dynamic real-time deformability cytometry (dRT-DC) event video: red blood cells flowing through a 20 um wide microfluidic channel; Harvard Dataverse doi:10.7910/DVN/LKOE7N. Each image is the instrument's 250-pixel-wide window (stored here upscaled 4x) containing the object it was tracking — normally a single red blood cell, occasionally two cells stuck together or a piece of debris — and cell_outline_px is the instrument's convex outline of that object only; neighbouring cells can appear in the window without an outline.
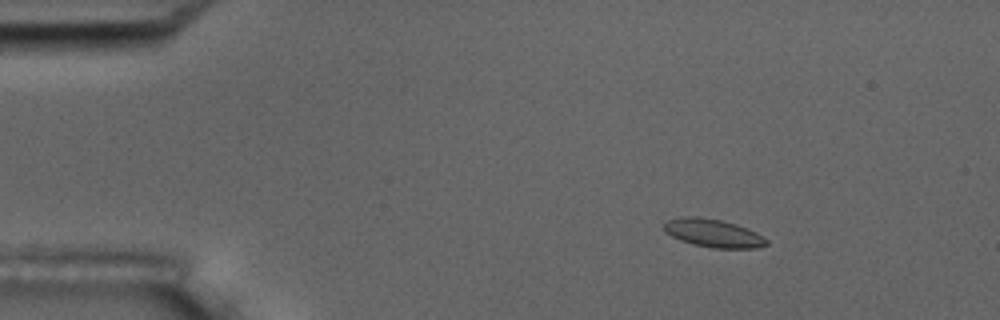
{"species": "common noctule bat (a hibernating species)", "species_latin": "Nyctalus noctula", "temperature_condition": "room temperature", "stored_images_in_passage": 6, "camera_frame_rate_fps": 3000, "um_per_image_px": 0.085, "animal": {"sex": "male", "body_mass_g": 17.5, "forearm_length_mm": 52.3}, "frame": {"image": 1, "passage_image": 3, "time_ms": 2.333, "image_size_px": [1000, 320], "cell_outline_px": [[768, 244], [756, 248], [712, 248], [692, 244], [680, 240], [664, 232], [664, 224], [668, 220], [680, 216], [700, 216], [720, 220], [736, 224], [756, 232], [764, 236], [768, 240]], "centroid_in_image_um": [60.62, 19.81], "position_along_channel_um": 24.4, "area_um2": 16.94}}
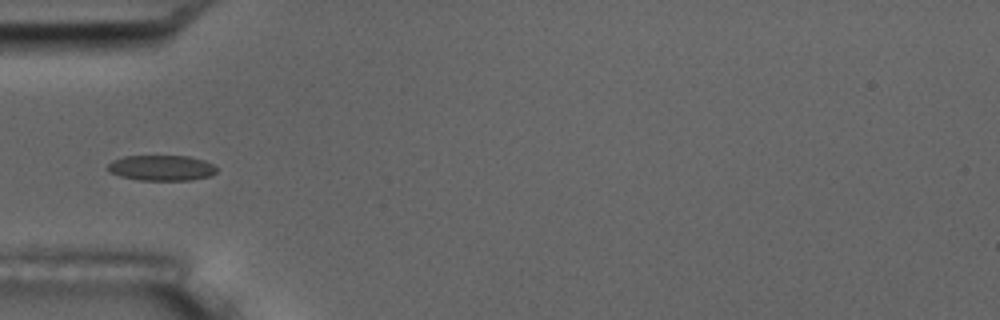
{"frame": {"image": 2, "passage_image": 6, "time_ms": 5.667, "image_size_px": [1000, 320], "cell_outline_px": [[216, 172], [208, 176], [192, 180], [140, 180], [120, 176], [108, 172], [108, 164], [112, 160], [124, 156], [188, 156], [204, 160], [212, 164], [216, 168]], "centroid_in_image_um": [13.7, 14.27], "position_along_channel_um": 71.3, "area_um2": 16.13}}